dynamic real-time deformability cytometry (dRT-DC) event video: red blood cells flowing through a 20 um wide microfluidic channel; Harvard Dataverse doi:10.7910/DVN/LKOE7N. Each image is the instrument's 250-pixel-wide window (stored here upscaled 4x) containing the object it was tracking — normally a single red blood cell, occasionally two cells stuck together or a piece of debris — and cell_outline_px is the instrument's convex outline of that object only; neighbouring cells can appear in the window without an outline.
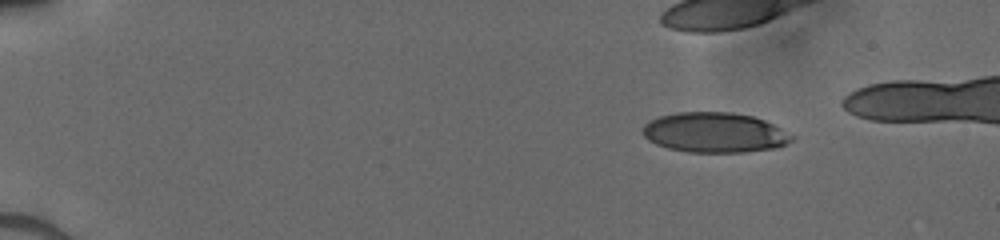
{"species": "human", "species_latin": "Homo sapiens", "temperature_condition": "cold", "stored_images_in_passage": 42, "camera_frame_rate_fps": 3000, "um_per_image_px": 0.085, "donor": {"sex": "male"}, "frame": {"image": 1, "passage_image": 7, "time_ms": 2.0, "image_size_px": [1000, 240], "cell_outline_px": [[796, 136], [788, 144], [776, 148], [744, 152], [688, 152], [668, 148], [656, 144], [648, 140], [644, 136], [644, 124], [660, 116], [676, 112], [732, 112], [752, 116], [764, 120]], "centroid_in_image_um": [60.78, 11.27], "position_along_channel_um": 24.2, "area_um2": 34.8}}